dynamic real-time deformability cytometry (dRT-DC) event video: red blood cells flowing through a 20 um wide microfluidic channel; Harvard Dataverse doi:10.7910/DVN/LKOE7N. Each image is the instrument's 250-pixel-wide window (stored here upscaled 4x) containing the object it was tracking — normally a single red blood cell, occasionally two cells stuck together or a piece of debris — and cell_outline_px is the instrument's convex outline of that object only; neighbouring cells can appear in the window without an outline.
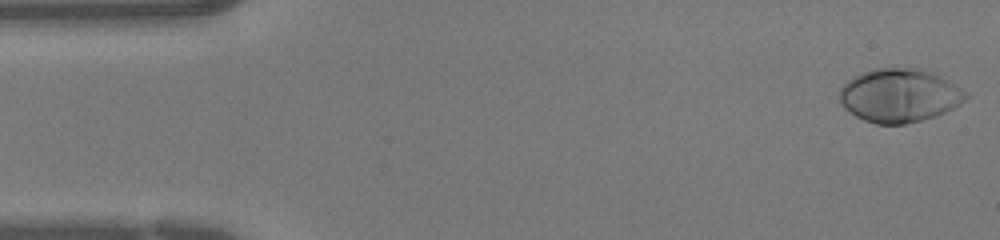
{"species": "human", "species_latin": "Homo sapiens", "temperature_condition": "warm", "stored_images_in_passage": 44, "camera_frame_rate_fps": 3000, "um_per_image_px": 0.085, "donor": {"sex": "female"}, "frame": {"image": 1, "passage_image": 1, "time_ms": 0.0, "image_size_px": [1000, 240], "cell_outline_px": [[972, 96], [960, 104], [944, 112], [920, 120], [904, 124], [876, 124], [864, 120], [856, 116], [844, 108], [840, 100], [840, 88], [852, 76], [860, 72], [876, 68], [920, 68], [968, 92]], "centroid_in_image_um": [76.42, 8.11], "position_along_channel_um": 8.6, "area_um2": 39.02}}
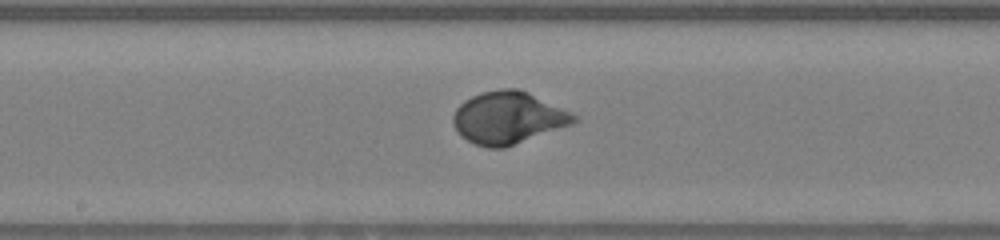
{"frame": {"image": 2, "passage_image": 22, "time_ms": 7.0, "image_size_px": [1000, 240], "cell_outline_px": [[580, 120], [572, 124], [504, 148], [488, 148], [476, 144], [460, 136], [452, 124], [452, 116], [456, 108], [464, 100], [480, 92], [500, 88], [516, 88], [528, 92], [572, 112], [580, 116]], "centroid_in_image_um": [43.19, 10.0], "position_along_channel_um": 205.0, "area_um2": 36.99}}
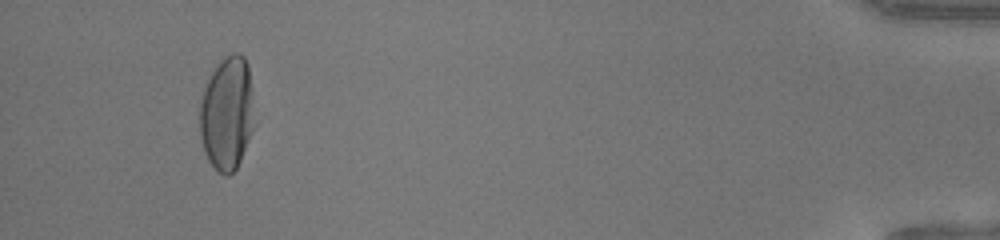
{"frame": {"image": 3, "passage_image": 41, "time_ms": 13.333, "image_size_px": [1000, 240], "cell_outline_px": [[252, 128], [240, 160], [236, 168], [228, 176], [224, 176], [208, 160], [204, 152], [200, 136], [200, 100], [204, 88], [212, 68], [224, 56], [232, 52], [240, 52], [244, 56], [248, 64]], "centroid_in_image_um": [19.23, 9.59], "position_along_channel_um": 416.0, "area_um2": 35.55}}